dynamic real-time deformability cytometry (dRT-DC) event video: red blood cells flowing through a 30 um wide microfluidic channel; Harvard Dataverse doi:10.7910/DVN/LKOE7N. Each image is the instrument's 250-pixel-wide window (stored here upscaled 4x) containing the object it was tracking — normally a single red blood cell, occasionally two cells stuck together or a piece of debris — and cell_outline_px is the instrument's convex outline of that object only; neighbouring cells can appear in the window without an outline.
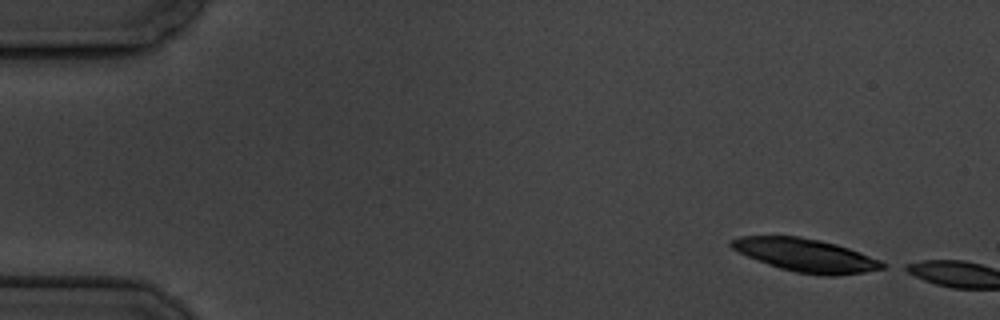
{"species": "common noctule bat (a hibernating species)", "species_latin": "Nyctalus noctula", "temperature_condition": "cold", "stored_images_in_passage": 2, "camera_frame_rate_fps": 3000, "um_per_image_px": 0.085, "animal": {"sex": "male", "body_mass_g": 19.5, "forearm_length_mm": 54.6}, "frame": {"image": 1, "passage_image": 1, "time_ms": 0.0, "image_size_px": [1000, 320], "cell_outline_px": [[888, 264], [884, 268], [864, 272], [836, 276], [824, 276], [796, 272], [780, 268], [768, 264], [748, 256], [732, 248], [728, 244], [732, 240], [740, 236], [800, 236], [820, 240], [836, 244], [860, 252], [880, 260]], "centroid_in_image_um": [68.52, 21.69], "position_along_channel_um": 16.5, "area_um2": 29.02}}